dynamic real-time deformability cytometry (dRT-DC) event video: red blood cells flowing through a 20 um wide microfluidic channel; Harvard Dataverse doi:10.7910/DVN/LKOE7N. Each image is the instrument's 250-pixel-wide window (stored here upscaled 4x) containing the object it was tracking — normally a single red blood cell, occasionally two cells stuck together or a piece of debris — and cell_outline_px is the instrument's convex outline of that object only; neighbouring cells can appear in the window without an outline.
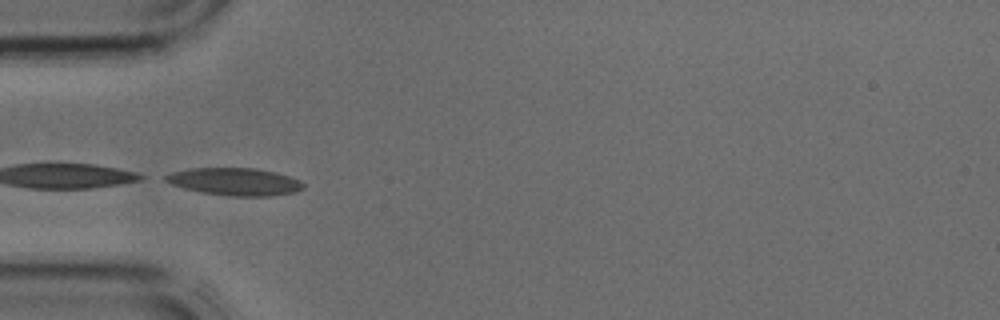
{"species": "common noctule bat (a hibernating species)", "species_latin": "Nyctalus noctula", "temperature_condition": "cold", "stored_images_in_passage": 2, "camera_frame_rate_fps": 3000, "um_per_image_px": 0.085, "animal": {"sex": "male", "body_mass_g": 17.9, "forearm_length_mm": 54.2}, "frame": {"image": 1, "passage_image": 2, "time_ms": 0.333, "image_size_px": [1000, 320], "cell_outline_px": [[304, 188], [296, 192], [272, 196], [232, 196], [200, 192], [184, 188], [172, 184], [164, 180], [164, 176], [172, 172], [192, 168], [256, 168], [276, 172], [300, 180], [304, 184]], "centroid_in_image_um": [19.99, 15.44], "position_along_channel_um": 65.0, "area_um2": 22.08}}